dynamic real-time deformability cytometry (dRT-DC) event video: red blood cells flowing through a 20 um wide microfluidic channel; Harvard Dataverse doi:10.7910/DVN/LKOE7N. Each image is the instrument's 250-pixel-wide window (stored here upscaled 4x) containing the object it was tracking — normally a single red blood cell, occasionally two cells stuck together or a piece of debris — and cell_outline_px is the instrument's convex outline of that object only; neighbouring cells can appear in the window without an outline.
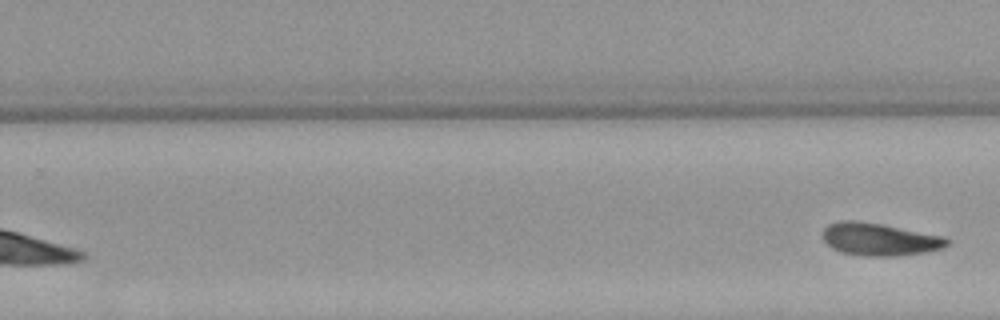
{"species": "Egyptian fruit bat (a non-hibernating species)", "species_latin": "Rousettus aegyptiacus", "temperature_condition": "warm", "stored_images_in_passage": 7, "segment_of_instrument_passage": [2, 2], "camera_frame_rate_fps": 3000, "um_per_image_px": 0.085, "animal": {"sex": "female"}, "frame": {"image": 1, "passage_image": 7, "time_ms": 7.333, "image_size_px": [1000, 320], "cell_outline_px": [[952, 240], [948, 244], [940, 248], [924, 252], [900, 256], [864, 256], [844, 252], [832, 248], [820, 236], [824, 228], [828, 224], [840, 220], [856, 220], [880, 224], [944, 236]], "centroid_in_image_um": [74.73, 20.33], "position_along_channel_um": 255.1, "area_um2": 23.58}}